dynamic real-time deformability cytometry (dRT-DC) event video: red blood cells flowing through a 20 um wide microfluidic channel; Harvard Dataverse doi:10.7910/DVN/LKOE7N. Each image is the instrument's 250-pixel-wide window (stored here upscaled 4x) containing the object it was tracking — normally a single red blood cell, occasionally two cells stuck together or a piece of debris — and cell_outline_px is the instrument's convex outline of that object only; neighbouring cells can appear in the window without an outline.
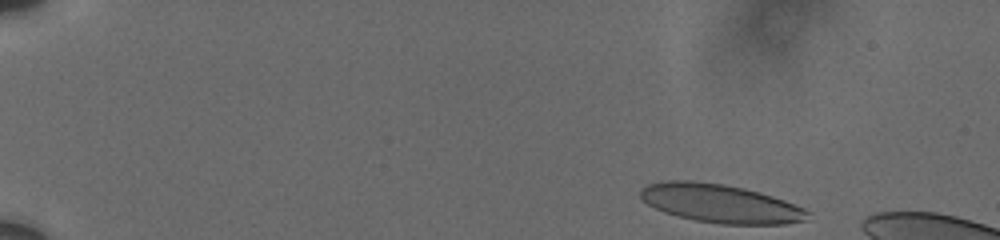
{"species": "human", "species_latin": "Homo sapiens", "temperature_condition": "cold", "stored_images_in_passage": 9, "camera_frame_rate_fps": 3000, "um_per_image_px": 0.085, "donor": {"sex": "male"}, "frame": {"image": 1, "passage_image": 1, "time_ms": 0.0, "image_size_px": [1000, 240], "cell_outline_px": [[812, 212], [804, 220], [784, 224], [720, 224], [696, 220], [664, 212], [648, 204], [640, 196], [640, 188], [648, 184], [668, 180], [692, 180], [724, 184], [744, 188], [760, 192], [784, 200], [804, 208]], "centroid_in_image_um": [61.23, 17.28], "position_along_channel_um": 23.8, "area_um2": 37.4}}
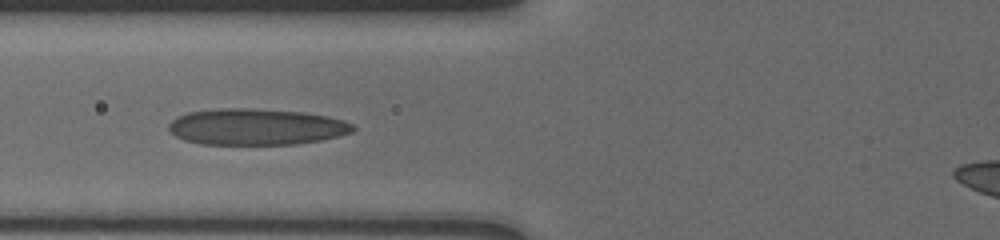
{"frame": {"image": 2, "passage_image": 7, "time_ms": 5.667, "image_size_px": [1000, 240], "cell_outline_px": [[356, 128], [352, 132], [340, 136], [320, 140], [296, 144], [200, 144], [184, 140], [176, 136], [168, 128], [168, 124], [176, 116], [188, 112], [220, 108], [252, 108], [300, 112], [328, 116], [344, 120], [352, 124]], "centroid_in_image_um": [21.77, 10.78], "position_along_channel_um": 104.0, "area_um2": 39.07}}
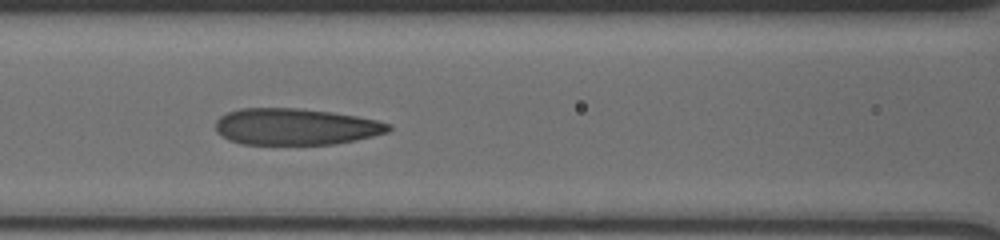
{"frame": {"image": 3, "passage_image": 8, "time_ms": 6.667, "image_size_px": [1000, 240], "cell_outline_px": [[392, 128], [388, 132], [356, 140], [332, 144], [240, 144], [228, 140], [216, 132], [216, 120], [220, 116], [228, 112], [240, 108], [300, 108], [332, 112], [356, 116], [376, 120], [392, 124]], "centroid_in_image_um": [25.11, 10.76], "position_along_channel_um": 141.5, "area_um2": 36.93}}